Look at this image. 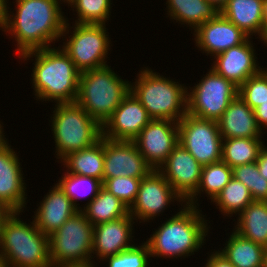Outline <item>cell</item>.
I'll return each instance as SVG.
<instances>
[{
	"instance_id": "6da1fadb",
	"label": "cell",
	"mask_w": 267,
	"mask_h": 267,
	"mask_svg": "<svg viewBox=\"0 0 267 267\" xmlns=\"http://www.w3.org/2000/svg\"><path fill=\"white\" fill-rule=\"evenodd\" d=\"M7 0L0 29L14 38L19 57L27 52L52 47L61 39L66 15L62 0H15V13ZM10 9V10H9Z\"/></svg>"
},
{
	"instance_id": "7a4b0ae2",
	"label": "cell",
	"mask_w": 267,
	"mask_h": 267,
	"mask_svg": "<svg viewBox=\"0 0 267 267\" xmlns=\"http://www.w3.org/2000/svg\"><path fill=\"white\" fill-rule=\"evenodd\" d=\"M34 57L31 83L36 100L76 102L81 72L61 46L30 51L18 58L27 62Z\"/></svg>"
},
{
	"instance_id": "3957f363",
	"label": "cell",
	"mask_w": 267,
	"mask_h": 267,
	"mask_svg": "<svg viewBox=\"0 0 267 267\" xmlns=\"http://www.w3.org/2000/svg\"><path fill=\"white\" fill-rule=\"evenodd\" d=\"M178 211L169 219L166 218L146 239L151 257L188 258L206 244L210 221L206 220L202 210L185 204Z\"/></svg>"
},
{
	"instance_id": "277c9868",
	"label": "cell",
	"mask_w": 267,
	"mask_h": 267,
	"mask_svg": "<svg viewBox=\"0 0 267 267\" xmlns=\"http://www.w3.org/2000/svg\"><path fill=\"white\" fill-rule=\"evenodd\" d=\"M14 211L0 230V264L8 267H52L49 237L32 220L29 223Z\"/></svg>"
},
{
	"instance_id": "5b68a950",
	"label": "cell",
	"mask_w": 267,
	"mask_h": 267,
	"mask_svg": "<svg viewBox=\"0 0 267 267\" xmlns=\"http://www.w3.org/2000/svg\"><path fill=\"white\" fill-rule=\"evenodd\" d=\"M139 71L130 91L152 119L179 122L187 113V86L148 67ZM184 85V86H183Z\"/></svg>"
},
{
	"instance_id": "8992f818",
	"label": "cell",
	"mask_w": 267,
	"mask_h": 267,
	"mask_svg": "<svg viewBox=\"0 0 267 267\" xmlns=\"http://www.w3.org/2000/svg\"><path fill=\"white\" fill-rule=\"evenodd\" d=\"M130 83L109 65L81 72L76 102L102 126L130 92Z\"/></svg>"
},
{
	"instance_id": "52a82bcc",
	"label": "cell",
	"mask_w": 267,
	"mask_h": 267,
	"mask_svg": "<svg viewBox=\"0 0 267 267\" xmlns=\"http://www.w3.org/2000/svg\"><path fill=\"white\" fill-rule=\"evenodd\" d=\"M49 120L57 161L93 145L102 137V126L77 103H56Z\"/></svg>"
},
{
	"instance_id": "ba28073f",
	"label": "cell",
	"mask_w": 267,
	"mask_h": 267,
	"mask_svg": "<svg viewBox=\"0 0 267 267\" xmlns=\"http://www.w3.org/2000/svg\"><path fill=\"white\" fill-rule=\"evenodd\" d=\"M68 21L66 17L61 36L65 42L61 48L68 54L76 68L84 72L108 65L107 59L112 44L106 24L73 23L71 26Z\"/></svg>"
},
{
	"instance_id": "9c48e42d",
	"label": "cell",
	"mask_w": 267,
	"mask_h": 267,
	"mask_svg": "<svg viewBox=\"0 0 267 267\" xmlns=\"http://www.w3.org/2000/svg\"><path fill=\"white\" fill-rule=\"evenodd\" d=\"M93 235L94 226L81 211H77L49 236L52 267L91 264Z\"/></svg>"
},
{
	"instance_id": "30bf717a",
	"label": "cell",
	"mask_w": 267,
	"mask_h": 267,
	"mask_svg": "<svg viewBox=\"0 0 267 267\" xmlns=\"http://www.w3.org/2000/svg\"><path fill=\"white\" fill-rule=\"evenodd\" d=\"M187 88V113L192 116L218 121L230 102L238 95L239 87L212 68Z\"/></svg>"
},
{
	"instance_id": "8fae6325",
	"label": "cell",
	"mask_w": 267,
	"mask_h": 267,
	"mask_svg": "<svg viewBox=\"0 0 267 267\" xmlns=\"http://www.w3.org/2000/svg\"><path fill=\"white\" fill-rule=\"evenodd\" d=\"M222 140L217 121L186 113L178 122V143L202 166L222 160Z\"/></svg>"
},
{
	"instance_id": "7c38bea8",
	"label": "cell",
	"mask_w": 267,
	"mask_h": 267,
	"mask_svg": "<svg viewBox=\"0 0 267 267\" xmlns=\"http://www.w3.org/2000/svg\"><path fill=\"white\" fill-rule=\"evenodd\" d=\"M182 205L186 203L173 190L171 184L157 171L153 170L142 178L135 203L129 209V214L135 222L146 223L163 214L171 202ZM167 207V208H166Z\"/></svg>"
},
{
	"instance_id": "4fadbf2b",
	"label": "cell",
	"mask_w": 267,
	"mask_h": 267,
	"mask_svg": "<svg viewBox=\"0 0 267 267\" xmlns=\"http://www.w3.org/2000/svg\"><path fill=\"white\" fill-rule=\"evenodd\" d=\"M133 141L146 162L158 170L178 144V122L152 119Z\"/></svg>"
},
{
	"instance_id": "5bb4252c",
	"label": "cell",
	"mask_w": 267,
	"mask_h": 267,
	"mask_svg": "<svg viewBox=\"0 0 267 267\" xmlns=\"http://www.w3.org/2000/svg\"><path fill=\"white\" fill-rule=\"evenodd\" d=\"M153 168L146 162L134 141L104 137L103 181L118 176L145 178Z\"/></svg>"
},
{
	"instance_id": "9a60e30c",
	"label": "cell",
	"mask_w": 267,
	"mask_h": 267,
	"mask_svg": "<svg viewBox=\"0 0 267 267\" xmlns=\"http://www.w3.org/2000/svg\"><path fill=\"white\" fill-rule=\"evenodd\" d=\"M203 166L178 143L158 172L186 203L197 191Z\"/></svg>"
},
{
	"instance_id": "2e32d148",
	"label": "cell",
	"mask_w": 267,
	"mask_h": 267,
	"mask_svg": "<svg viewBox=\"0 0 267 267\" xmlns=\"http://www.w3.org/2000/svg\"><path fill=\"white\" fill-rule=\"evenodd\" d=\"M151 120L147 110L130 91L102 125V136L111 140L133 141Z\"/></svg>"
},
{
	"instance_id": "e0dca14e",
	"label": "cell",
	"mask_w": 267,
	"mask_h": 267,
	"mask_svg": "<svg viewBox=\"0 0 267 267\" xmlns=\"http://www.w3.org/2000/svg\"><path fill=\"white\" fill-rule=\"evenodd\" d=\"M252 39L254 37H249L244 43L215 55L210 68L240 87L263 69L258 64Z\"/></svg>"
},
{
	"instance_id": "ac0fdd59",
	"label": "cell",
	"mask_w": 267,
	"mask_h": 267,
	"mask_svg": "<svg viewBox=\"0 0 267 267\" xmlns=\"http://www.w3.org/2000/svg\"><path fill=\"white\" fill-rule=\"evenodd\" d=\"M198 50L207 56L222 53L244 43L249 36L220 13L212 20L201 24L193 33Z\"/></svg>"
},
{
	"instance_id": "d6986e66",
	"label": "cell",
	"mask_w": 267,
	"mask_h": 267,
	"mask_svg": "<svg viewBox=\"0 0 267 267\" xmlns=\"http://www.w3.org/2000/svg\"><path fill=\"white\" fill-rule=\"evenodd\" d=\"M134 221V218L128 214L122 218L94 226L92 263L98 264L93 260L95 257L97 261H101L105 257L133 247L136 244L133 240L135 237L133 236L135 233L133 224H136Z\"/></svg>"
},
{
	"instance_id": "ffe728a7",
	"label": "cell",
	"mask_w": 267,
	"mask_h": 267,
	"mask_svg": "<svg viewBox=\"0 0 267 267\" xmlns=\"http://www.w3.org/2000/svg\"><path fill=\"white\" fill-rule=\"evenodd\" d=\"M11 147L7 142L0 148V201L13 211L23 212L28 202L25 177L19 155Z\"/></svg>"
},
{
	"instance_id": "44dd1931",
	"label": "cell",
	"mask_w": 267,
	"mask_h": 267,
	"mask_svg": "<svg viewBox=\"0 0 267 267\" xmlns=\"http://www.w3.org/2000/svg\"><path fill=\"white\" fill-rule=\"evenodd\" d=\"M51 188L33 211L36 227L48 237L78 211L57 184Z\"/></svg>"
},
{
	"instance_id": "7402d4cb",
	"label": "cell",
	"mask_w": 267,
	"mask_h": 267,
	"mask_svg": "<svg viewBox=\"0 0 267 267\" xmlns=\"http://www.w3.org/2000/svg\"><path fill=\"white\" fill-rule=\"evenodd\" d=\"M223 139L262 138L265 132L259 128L254 110L237 95L217 121Z\"/></svg>"
},
{
	"instance_id": "603a6c76",
	"label": "cell",
	"mask_w": 267,
	"mask_h": 267,
	"mask_svg": "<svg viewBox=\"0 0 267 267\" xmlns=\"http://www.w3.org/2000/svg\"><path fill=\"white\" fill-rule=\"evenodd\" d=\"M266 8L267 0H228L220 14L250 38H258L264 26Z\"/></svg>"
},
{
	"instance_id": "cb8c5ba5",
	"label": "cell",
	"mask_w": 267,
	"mask_h": 267,
	"mask_svg": "<svg viewBox=\"0 0 267 267\" xmlns=\"http://www.w3.org/2000/svg\"><path fill=\"white\" fill-rule=\"evenodd\" d=\"M217 251L235 267H267V249L234 230L226 239L224 248Z\"/></svg>"
},
{
	"instance_id": "d4e9b609",
	"label": "cell",
	"mask_w": 267,
	"mask_h": 267,
	"mask_svg": "<svg viewBox=\"0 0 267 267\" xmlns=\"http://www.w3.org/2000/svg\"><path fill=\"white\" fill-rule=\"evenodd\" d=\"M167 15L171 20L189 27L193 33L201 24L214 19L218 11L206 0H167Z\"/></svg>"
},
{
	"instance_id": "484cf974",
	"label": "cell",
	"mask_w": 267,
	"mask_h": 267,
	"mask_svg": "<svg viewBox=\"0 0 267 267\" xmlns=\"http://www.w3.org/2000/svg\"><path fill=\"white\" fill-rule=\"evenodd\" d=\"M59 163L69 173L95 177L103 182L104 137L87 148L69 153Z\"/></svg>"
},
{
	"instance_id": "4316f807",
	"label": "cell",
	"mask_w": 267,
	"mask_h": 267,
	"mask_svg": "<svg viewBox=\"0 0 267 267\" xmlns=\"http://www.w3.org/2000/svg\"><path fill=\"white\" fill-rule=\"evenodd\" d=\"M233 230L267 249V201L254 200L237 216Z\"/></svg>"
},
{
	"instance_id": "83f0119b",
	"label": "cell",
	"mask_w": 267,
	"mask_h": 267,
	"mask_svg": "<svg viewBox=\"0 0 267 267\" xmlns=\"http://www.w3.org/2000/svg\"><path fill=\"white\" fill-rule=\"evenodd\" d=\"M81 212L93 226H96L128 215L129 209L120 199L102 187L98 195L84 205Z\"/></svg>"
},
{
	"instance_id": "f1b7e54d",
	"label": "cell",
	"mask_w": 267,
	"mask_h": 267,
	"mask_svg": "<svg viewBox=\"0 0 267 267\" xmlns=\"http://www.w3.org/2000/svg\"><path fill=\"white\" fill-rule=\"evenodd\" d=\"M232 177V168L222 160L203 166L200 185L186 204L199 207L198 199L204 193L208 197L207 199L212 202Z\"/></svg>"
},
{
	"instance_id": "f546056e",
	"label": "cell",
	"mask_w": 267,
	"mask_h": 267,
	"mask_svg": "<svg viewBox=\"0 0 267 267\" xmlns=\"http://www.w3.org/2000/svg\"><path fill=\"white\" fill-rule=\"evenodd\" d=\"M264 142L261 138H230L222 140V161L231 168L257 161Z\"/></svg>"
},
{
	"instance_id": "4dcf8cb0",
	"label": "cell",
	"mask_w": 267,
	"mask_h": 267,
	"mask_svg": "<svg viewBox=\"0 0 267 267\" xmlns=\"http://www.w3.org/2000/svg\"><path fill=\"white\" fill-rule=\"evenodd\" d=\"M254 201L250 190L232 177L223 190L212 201L223 216L234 217Z\"/></svg>"
},
{
	"instance_id": "1f68e13d",
	"label": "cell",
	"mask_w": 267,
	"mask_h": 267,
	"mask_svg": "<svg viewBox=\"0 0 267 267\" xmlns=\"http://www.w3.org/2000/svg\"><path fill=\"white\" fill-rule=\"evenodd\" d=\"M56 184L69 197L74 207L81 211L82 207L77 202L80 198L90 197L87 203L91 202L102 188L103 182L100 179L90 176H82L65 171ZM78 199V201H77Z\"/></svg>"
},
{
	"instance_id": "d6a6232c",
	"label": "cell",
	"mask_w": 267,
	"mask_h": 267,
	"mask_svg": "<svg viewBox=\"0 0 267 267\" xmlns=\"http://www.w3.org/2000/svg\"><path fill=\"white\" fill-rule=\"evenodd\" d=\"M66 3L75 11L74 23L77 24H106L111 17L112 0H69Z\"/></svg>"
},
{
	"instance_id": "836d02e7",
	"label": "cell",
	"mask_w": 267,
	"mask_h": 267,
	"mask_svg": "<svg viewBox=\"0 0 267 267\" xmlns=\"http://www.w3.org/2000/svg\"><path fill=\"white\" fill-rule=\"evenodd\" d=\"M232 175L250 190L254 200L267 201V180L259 173L256 162L233 167Z\"/></svg>"
},
{
	"instance_id": "e575fe53",
	"label": "cell",
	"mask_w": 267,
	"mask_h": 267,
	"mask_svg": "<svg viewBox=\"0 0 267 267\" xmlns=\"http://www.w3.org/2000/svg\"><path fill=\"white\" fill-rule=\"evenodd\" d=\"M151 254L148 245L144 242L140 245L121 251L113 256H108L99 261L108 264L107 267H148ZM105 261V262H104Z\"/></svg>"
},
{
	"instance_id": "d590c367",
	"label": "cell",
	"mask_w": 267,
	"mask_h": 267,
	"mask_svg": "<svg viewBox=\"0 0 267 267\" xmlns=\"http://www.w3.org/2000/svg\"><path fill=\"white\" fill-rule=\"evenodd\" d=\"M238 95L253 110L267 100V68L249 77L240 87Z\"/></svg>"
},
{
	"instance_id": "8d00e7d4",
	"label": "cell",
	"mask_w": 267,
	"mask_h": 267,
	"mask_svg": "<svg viewBox=\"0 0 267 267\" xmlns=\"http://www.w3.org/2000/svg\"><path fill=\"white\" fill-rule=\"evenodd\" d=\"M141 178L118 176L103 181L102 187L120 199L128 209L137 198Z\"/></svg>"
},
{
	"instance_id": "74e56055",
	"label": "cell",
	"mask_w": 267,
	"mask_h": 267,
	"mask_svg": "<svg viewBox=\"0 0 267 267\" xmlns=\"http://www.w3.org/2000/svg\"><path fill=\"white\" fill-rule=\"evenodd\" d=\"M207 257V262L203 267H235L230 261H228L223 255H221L217 250L210 252Z\"/></svg>"
},
{
	"instance_id": "f35d334b",
	"label": "cell",
	"mask_w": 267,
	"mask_h": 267,
	"mask_svg": "<svg viewBox=\"0 0 267 267\" xmlns=\"http://www.w3.org/2000/svg\"><path fill=\"white\" fill-rule=\"evenodd\" d=\"M254 114L259 128L264 132L267 129V100L254 109Z\"/></svg>"
},
{
	"instance_id": "ab89813d",
	"label": "cell",
	"mask_w": 267,
	"mask_h": 267,
	"mask_svg": "<svg viewBox=\"0 0 267 267\" xmlns=\"http://www.w3.org/2000/svg\"><path fill=\"white\" fill-rule=\"evenodd\" d=\"M256 164L258 165V170L261 176L267 180V146L261 149L259 156L257 158Z\"/></svg>"
},
{
	"instance_id": "60d3db41",
	"label": "cell",
	"mask_w": 267,
	"mask_h": 267,
	"mask_svg": "<svg viewBox=\"0 0 267 267\" xmlns=\"http://www.w3.org/2000/svg\"><path fill=\"white\" fill-rule=\"evenodd\" d=\"M14 211L8 207L5 203L0 201V230L3 227L6 219L13 213Z\"/></svg>"
},
{
	"instance_id": "b9f144b4",
	"label": "cell",
	"mask_w": 267,
	"mask_h": 267,
	"mask_svg": "<svg viewBox=\"0 0 267 267\" xmlns=\"http://www.w3.org/2000/svg\"><path fill=\"white\" fill-rule=\"evenodd\" d=\"M260 41H263L262 43L267 46V8L265 12V18H264V26L263 29L258 37Z\"/></svg>"
},
{
	"instance_id": "7bdbcfd3",
	"label": "cell",
	"mask_w": 267,
	"mask_h": 267,
	"mask_svg": "<svg viewBox=\"0 0 267 267\" xmlns=\"http://www.w3.org/2000/svg\"><path fill=\"white\" fill-rule=\"evenodd\" d=\"M206 1L210 2L218 11H221V9L228 2V0H206Z\"/></svg>"
},
{
	"instance_id": "ee69618b",
	"label": "cell",
	"mask_w": 267,
	"mask_h": 267,
	"mask_svg": "<svg viewBox=\"0 0 267 267\" xmlns=\"http://www.w3.org/2000/svg\"><path fill=\"white\" fill-rule=\"evenodd\" d=\"M3 127H4L3 123L1 124L0 121V148L8 142V139H6L5 137L6 135H4L5 133H3L4 132Z\"/></svg>"
},
{
	"instance_id": "f6af8a7d",
	"label": "cell",
	"mask_w": 267,
	"mask_h": 267,
	"mask_svg": "<svg viewBox=\"0 0 267 267\" xmlns=\"http://www.w3.org/2000/svg\"><path fill=\"white\" fill-rule=\"evenodd\" d=\"M6 3H7V0H0V21L2 20L4 16Z\"/></svg>"
},
{
	"instance_id": "bcb514c9",
	"label": "cell",
	"mask_w": 267,
	"mask_h": 267,
	"mask_svg": "<svg viewBox=\"0 0 267 267\" xmlns=\"http://www.w3.org/2000/svg\"><path fill=\"white\" fill-rule=\"evenodd\" d=\"M59 267H97V264L91 263L87 265H64V266H59Z\"/></svg>"
},
{
	"instance_id": "7dc6e473",
	"label": "cell",
	"mask_w": 267,
	"mask_h": 267,
	"mask_svg": "<svg viewBox=\"0 0 267 267\" xmlns=\"http://www.w3.org/2000/svg\"><path fill=\"white\" fill-rule=\"evenodd\" d=\"M0 267H8V266H6V265H3V264H0Z\"/></svg>"
}]
</instances>
